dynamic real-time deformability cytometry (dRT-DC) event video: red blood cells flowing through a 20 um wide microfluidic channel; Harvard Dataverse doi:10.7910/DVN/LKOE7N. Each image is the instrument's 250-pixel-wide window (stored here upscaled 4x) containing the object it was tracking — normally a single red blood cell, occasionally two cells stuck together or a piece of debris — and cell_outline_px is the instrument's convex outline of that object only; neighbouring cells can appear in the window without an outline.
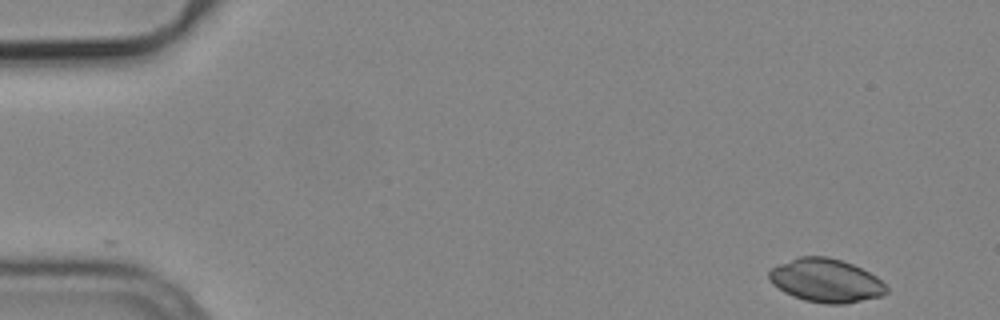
{"species": "common noctule bat (a hibernating species)", "species_latin": "Nyctalus noctula", "temperature_condition": "cold", "stored_images_in_passage": 35, "camera_frame_rate_fps": 3000, "um_per_image_px": 0.085, "animal": {"sex": "male", "body_mass_g": 19.2, "forearm_length_mm": 51.8}, "frame": {"image": 1, "passage_image": 1, "time_ms": 0.0, "image_size_px": [1000, 320], "cell_outline_px": [[888, 292], [884, 296], [844, 304], [824, 304], [804, 300], [792, 296], [784, 292], [772, 284], [768, 280], [768, 272], [772, 268], [780, 264], [800, 256], [828, 256], [852, 264], [876, 276], [888, 288]], "centroid_in_image_um": [70.2, 23.86], "position_along_channel_um": 14.8, "area_um2": 29.82}}